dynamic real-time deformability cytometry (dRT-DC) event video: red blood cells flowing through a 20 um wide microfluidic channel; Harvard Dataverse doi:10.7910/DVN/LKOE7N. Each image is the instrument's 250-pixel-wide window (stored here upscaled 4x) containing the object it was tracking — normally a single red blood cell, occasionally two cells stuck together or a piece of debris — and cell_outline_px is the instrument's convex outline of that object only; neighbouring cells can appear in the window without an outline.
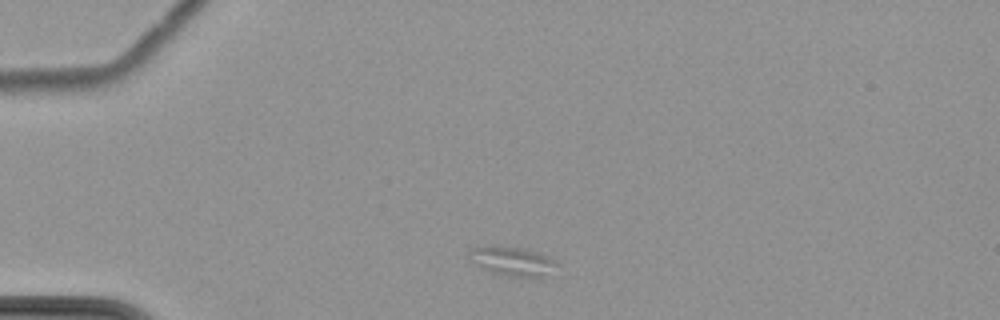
{"species": "common noctule bat (a hibernating species)", "species_latin": "Nyctalus noctula", "temperature_condition": "cold", "stored_images_in_passage": 2, "camera_frame_rate_fps": 3000, "um_per_image_px": 0.085, "animal": {"sex": "female", "body_mass_g": 22.7, "forearm_length_mm": 54.2}, "frame": {"image": 1, "passage_image": 1, "time_ms": 0.0, "image_size_px": [1000, 320], "cell_outline_px": [[560, 264], [536, 280], [508, 276], [492, 272], [480, 268], [472, 260], [468, 252], [472, 248], [484, 244], [500, 244], [528, 248], [552, 256]], "centroid_in_image_um": [43.59, 22.17], "position_along_channel_um": 41.4, "area_um2": 15.9}}